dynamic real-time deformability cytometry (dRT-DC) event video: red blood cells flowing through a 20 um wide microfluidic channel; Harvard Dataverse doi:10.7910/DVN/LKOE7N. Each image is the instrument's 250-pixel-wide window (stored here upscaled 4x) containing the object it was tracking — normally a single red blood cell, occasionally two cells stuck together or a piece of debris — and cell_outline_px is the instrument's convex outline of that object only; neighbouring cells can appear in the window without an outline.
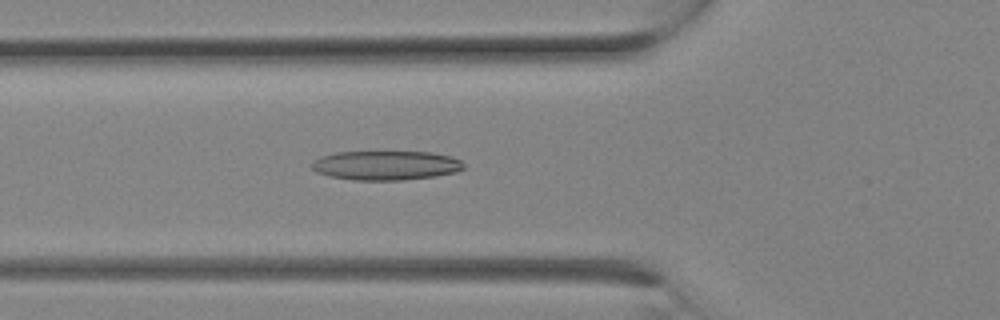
{"species": "Egyptian fruit bat (a non-hibernating species)", "species_latin": "Rousettus aegyptiacus", "temperature_condition": "room temperature", "stored_images_in_passage": 7, "camera_frame_rate_fps": 3000, "um_per_image_px": 0.085, "animal": {"sex": "female"}, "frame": {"image": 1, "passage_image": 7, "time_ms": 2.0, "image_size_px": [1000, 320], "cell_outline_px": [[464, 168], [456, 172], [436, 176], [400, 180], [356, 180], [328, 176], [316, 172], [312, 168], [312, 164], [320, 156], [336, 152], [432, 152], [452, 156], [460, 160], [464, 164]], "centroid_in_image_um": [32.82, 14.05], "position_along_channel_um": 93.0, "area_um2": 25.95}}